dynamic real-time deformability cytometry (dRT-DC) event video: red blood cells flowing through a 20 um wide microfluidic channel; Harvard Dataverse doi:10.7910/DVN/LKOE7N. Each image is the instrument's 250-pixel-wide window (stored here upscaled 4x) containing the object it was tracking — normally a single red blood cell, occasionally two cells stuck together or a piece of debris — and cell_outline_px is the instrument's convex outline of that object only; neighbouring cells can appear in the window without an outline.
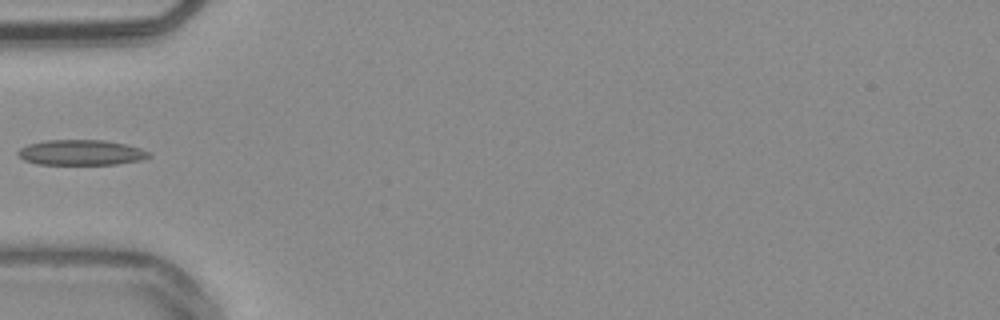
{"species": "common noctule bat (a hibernating species)", "species_latin": "Nyctalus noctula", "temperature_condition": "warm", "stored_images_in_passage": 23, "camera_frame_rate_fps": 3000, "um_per_image_px": 0.085, "animal": {"sex": "male", "body_mass_g": 20.4}, "frame": {"image": 1, "passage_image": 1, "time_ms": 0.0, "image_size_px": [1000, 320], "cell_outline_px": [[152, 156], [144, 160], [116, 164], [36, 164], [24, 160], [16, 152], [20, 148], [28, 144], [44, 140], [104, 140], [124, 144], [140, 148], [148, 152]], "centroid_in_image_um": [6.89, 12.96], "position_along_channel_um": 78.1, "area_um2": 19.36}}
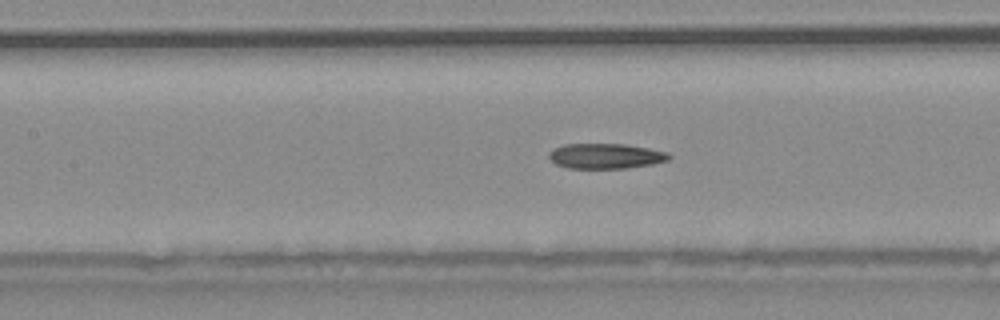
{"frame": {"image": 2, "passage_image": 7, "time_ms": 2.0, "image_size_px": [1000, 320], "cell_outline_px": [[672, 156], [668, 160], [652, 164], [628, 168], [568, 168], [556, 164], [548, 156], [548, 152], [552, 148], [564, 144], [624, 144], [648, 148], [668, 152]], "centroid_in_image_um": [51.47, 13.26], "position_along_channel_um": 155.9, "area_um2": 17.69}}
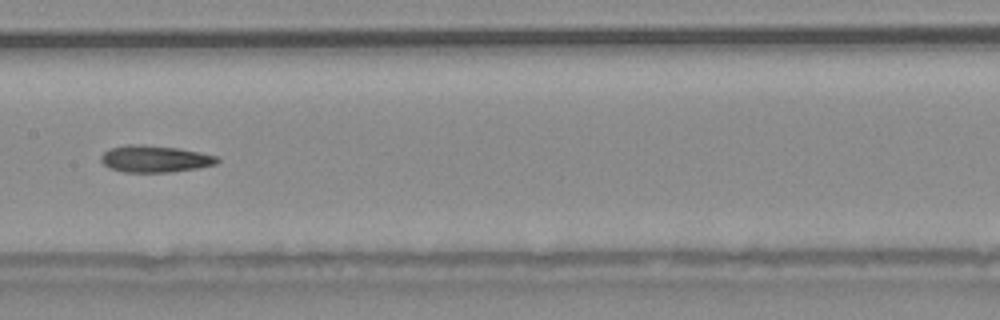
{"frame": {"image": 3, "passage_image": 10, "time_ms": 3.0, "image_size_px": [1000, 320], "cell_outline_px": [[220, 160], [216, 164], [200, 168], [172, 172], [124, 172], [108, 168], [100, 160], [100, 156], [108, 148], [128, 144], [132, 144], [176, 148], [200, 152], [216, 156]], "centroid_in_image_um": [13.14, 13.51], "position_along_channel_um": 194.3, "area_um2": 18.21}}